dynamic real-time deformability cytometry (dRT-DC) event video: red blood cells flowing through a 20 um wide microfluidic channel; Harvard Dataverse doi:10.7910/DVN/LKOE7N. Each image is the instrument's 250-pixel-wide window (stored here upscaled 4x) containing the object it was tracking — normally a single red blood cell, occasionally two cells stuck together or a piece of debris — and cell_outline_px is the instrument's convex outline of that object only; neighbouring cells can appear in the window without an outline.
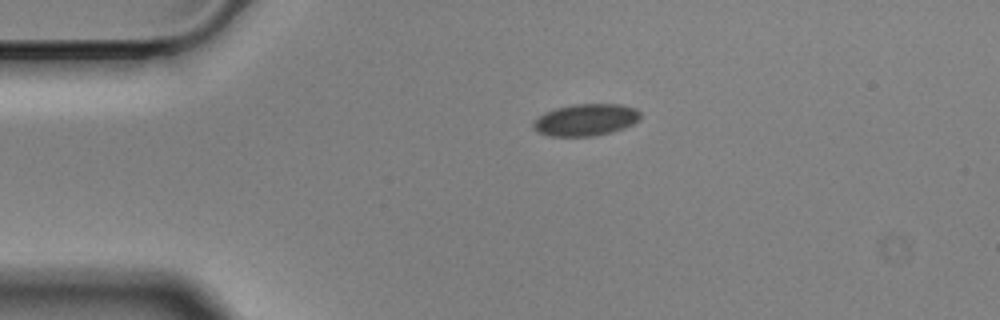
{"species": "Egyptian fruit bat (a non-hibernating species)", "species_latin": "Rousettus aegyptiacus", "temperature_condition": "cold", "stored_images_in_passage": 46, "camera_frame_rate_fps": 3000, "um_per_image_px": 0.085, "animal": {"sex": "male"}, "frame": {"image": 1, "passage_image": 1, "time_ms": 0.0, "image_size_px": [1000, 320], "cell_outline_px": [[640, 120], [624, 128], [612, 132], [592, 136], [552, 136], [540, 132], [532, 128], [532, 124], [544, 112], [556, 108], [576, 104], [620, 104], [636, 108], [640, 112]], "centroid_in_image_um": [49.82, 10.18], "position_along_channel_um": 35.2, "area_um2": 19.83}}
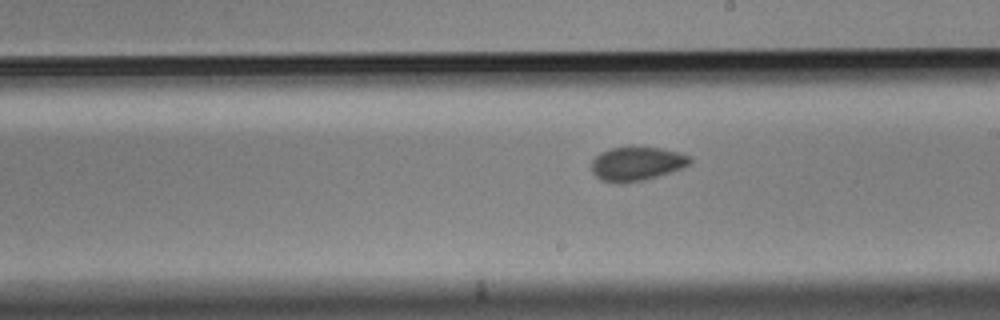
{"frame": {"image": 2, "passage_image": 21, "time_ms": 6.667, "image_size_px": [1000, 320], "cell_outline_px": [[692, 160], [688, 164], [680, 168], [644, 180], [624, 184], [616, 184], [600, 180], [592, 172], [592, 160], [600, 152], [612, 148], [632, 144], [660, 148], [680, 152], [692, 156]], "centroid_in_image_um": [54.09, 13.89], "position_along_channel_um": 234.9, "area_um2": 20.0}}
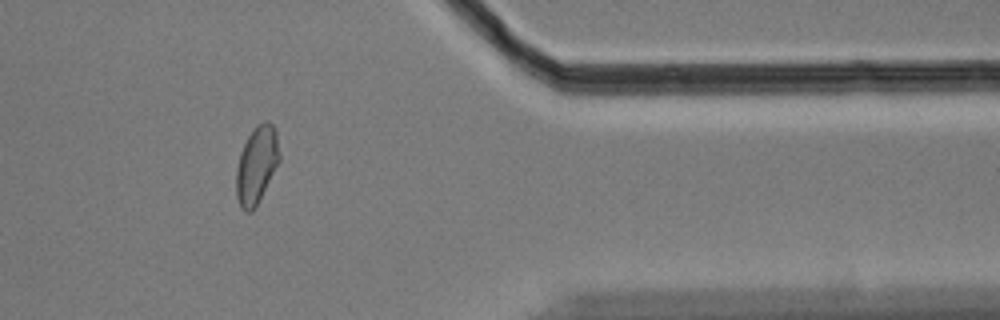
{"frame": {"image": 3, "passage_image": 36, "time_ms": 11.667, "image_size_px": [1000, 320], "cell_outline_px": [[280, 160], [252, 212], [244, 212], [240, 208], [236, 196], [236, 168], [240, 152], [248, 136], [256, 124], [264, 120], [268, 120], [276, 128], [280, 156]], "centroid_in_image_um": [21.8, 13.98], "position_along_channel_um": 389.6, "area_um2": 19.54}, "authors_computed_cell_mechanics": {"area_um2": 19.6809, "velocity_mm_per_s": 3.5119, "shape_relaxation_time_tau1_ms": null, "shape_relaxation_time_tau2_ms": 5.9405, "deformation_change_tau1": null, "deformation_change_tau2": 0.081}}